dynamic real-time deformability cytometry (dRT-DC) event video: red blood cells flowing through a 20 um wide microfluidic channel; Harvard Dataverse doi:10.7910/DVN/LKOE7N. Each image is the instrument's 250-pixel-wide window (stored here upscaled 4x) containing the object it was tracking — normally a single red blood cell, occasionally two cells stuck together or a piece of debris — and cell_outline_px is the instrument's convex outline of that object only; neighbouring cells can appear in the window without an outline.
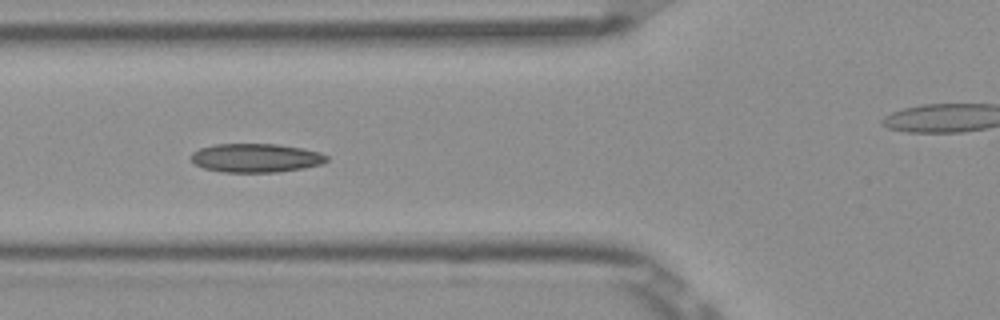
{"species": "Egyptian fruit bat (a non-hibernating species)", "species_latin": "Rousettus aegyptiacus", "temperature_condition": "room temperature", "stored_images_in_passage": 8, "camera_frame_rate_fps": 3000, "um_per_image_px": 0.085, "frame": {"image": 1, "passage_image": 5, "time_ms": 1.333, "image_size_px": [1000, 320], "cell_outline_px": [[328, 160], [320, 164], [304, 168], [276, 172], [220, 172], [204, 168], [196, 164], [188, 156], [192, 152], [200, 148], [216, 144], [276, 144], [300, 148], [320, 152], [328, 156]], "centroid_in_image_um": [21.72, 13.42], "position_along_channel_um": 104.1, "area_um2": 22.72}}
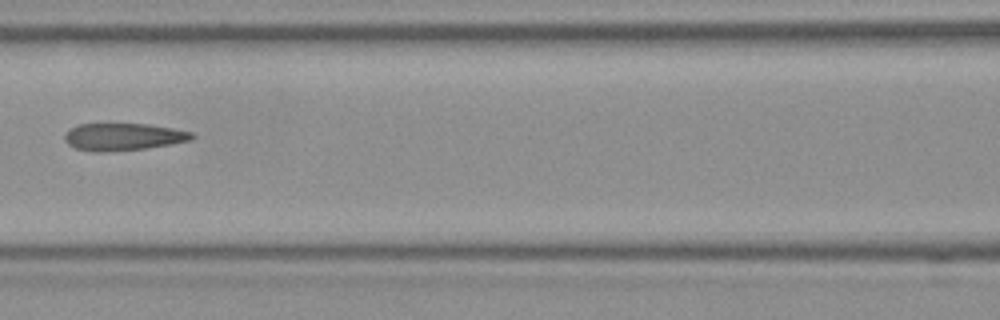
{"frame": {"image": 2, "passage_image": 7, "time_ms": 2.0, "image_size_px": [1000, 320], "cell_outline_px": [[196, 136], [192, 140], [172, 144], [148, 148], [100, 152], [92, 152], [76, 148], [68, 144], [64, 140], [64, 136], [76, 124], [148, 124], [172, 128], [192, 132]], "centroid_in_image_um": [10.5, 11.63], "position_along_channel_um": 156.1, "area_um2": 20.23}}
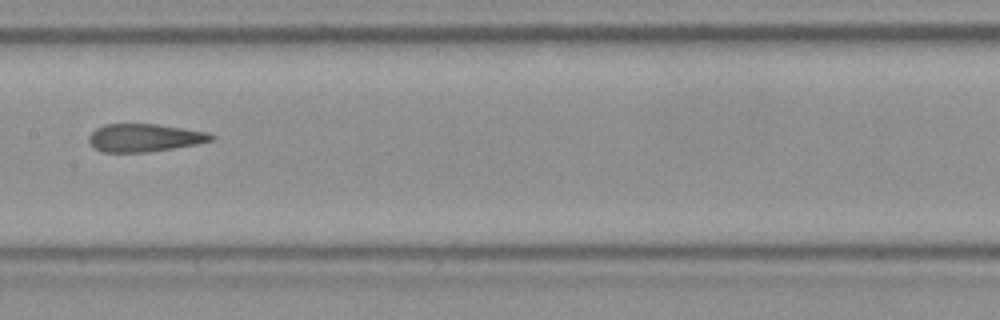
{"frame": {"image": 3, "passage_image": 8, "time_ms": 2.333, "image_size_px": [1000, 320], "cell_outline_px": [[216, 136], [212, 140], [196, 144], [148, 152], [100, 152], [92, 148], [88, 140], [88, 136], [96, 128], [104, 124], [156, 124], [208, 132]], "centroid_in_image_um": [12.23, 11.71], "position_along_channel_um": 195.2, "area_um2": 19.94}}